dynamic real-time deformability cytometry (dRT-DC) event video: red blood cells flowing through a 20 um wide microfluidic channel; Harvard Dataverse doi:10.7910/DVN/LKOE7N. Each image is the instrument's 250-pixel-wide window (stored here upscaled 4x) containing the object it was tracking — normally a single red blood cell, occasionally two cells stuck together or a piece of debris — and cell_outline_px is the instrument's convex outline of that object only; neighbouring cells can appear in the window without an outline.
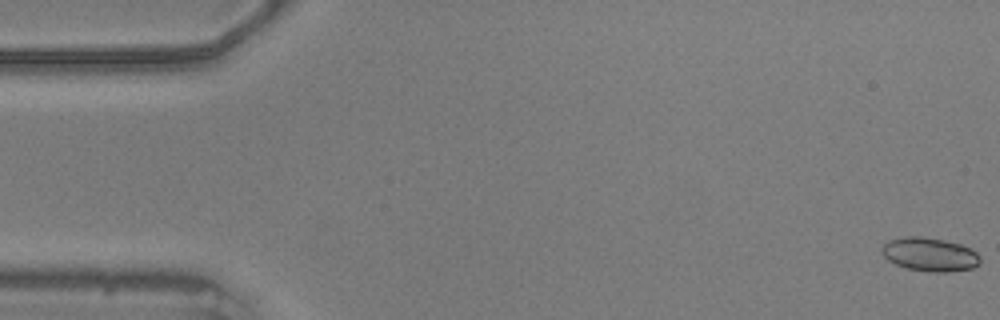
{"species": "common noctule bat (a hibernating species)", "species_latin": "Nyctalus noctula", "temperature_condition": "warm", "stored_images_in_passage": 57, "camera_frame_rate_fps": 3000, "um_per_image_px": 0.085, "animal": {"sex": "male", "body_mass_g": 20.5, "forearm_length_mm": 52.5}, "frame": {"image": 1, "passage_image": 1, "time_ms": 0.0, "image_size_px": [1000, 320], "cell_outline_px": [[980, 264], [972, 268], [948, 272], [932, 272], [908, 268], [896, 264], [888, 260], [880, 252], [880, 248], [888, 240], [908, 236], [924, 236], [944, 240], [960, 244], [976, 252], [980, 256]], "centroid_in_image_um": [79.01, 21.62], "position_along_channel_um": 6.0, "area_um2": 19.31}}
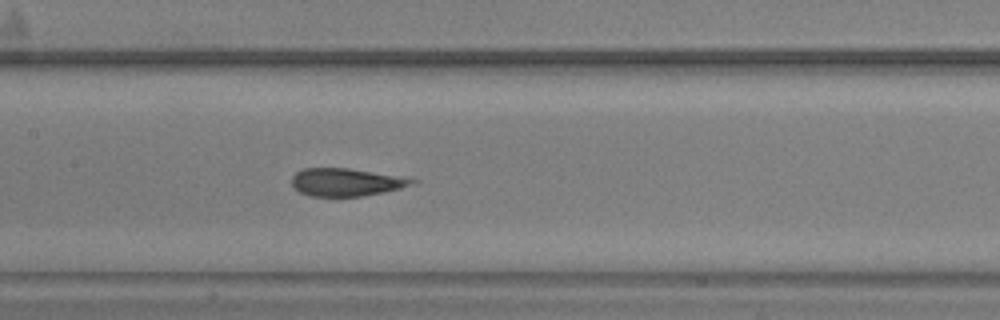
{"frame": {"image": 2, "passage_image": 27, "time_ms": 8.667, "image_size_px": [1000, 320], "cell_outline_px": [[420, 180], [416, 184], [384, 192], [360, 196], [308, 196], [300, 192], [292, 184], [292, 176], [296, 172], [304, 168], [348, 168]], "centroid_in_image_um": [29.42, 15.49], "position_along_channel_um": 178.0, "area_um2": 19.31}}
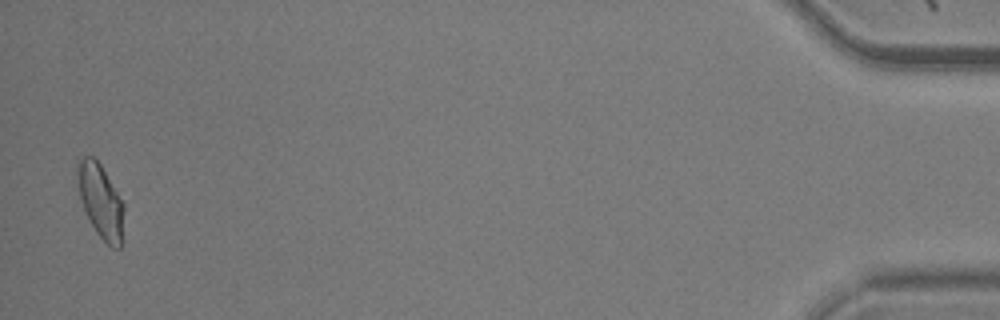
{"frame": {"image": 3, "passage_image": 56, "time_ms": 18.333, "image_size_px": [1000, 320], "cell_outline_px": [[124, 208], [120, 248], [112, 248], [96, 232], [80, 200], [76, 172], [76, 164], [84, 156], [92, 156], [100, 164], [124, 204]], "centroid_in_image_um": [8.54, 17.06], "position_along_channel_um": 426.7, "area_um2": 19.59}, "authors_computed_cell_mechanics": {"area_um2": 19.5942, "velocity_mm_per_s": 3.5672, "shape_relaxation_time_tau1_ms": null, "shape_relaxation_time_tau2_ms": 1.3726, "deformation_change_tau1": null, "deformation_change_tau2": 0.105}}